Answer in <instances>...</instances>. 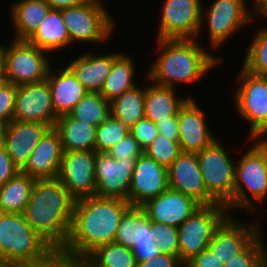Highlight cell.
Segmentation results:
<instances>
[{
  "label": "cell",
  "mask_w": 267,
  "mask_h": 267,
  "mask_svg": "<svg viewBox=\"0 0 267 267\" xmlns=\"http://www.w3.org/2000/svg\"><path fill=\"white\" fill-rule=\"evenodd\" d=\"M201 206L194 198L170 188L142 205L151 222L177 228Z\"/></svg>",
  "instance_id": "cell-20"
},
{
  "label": "cell",
  "mask_w": 267,
  "mask_h": 267,
  "mask_svg": "<svg viewBox=\"0 0 267 267\" xmlns=\"http://www.w3.org/2000/svg\"><path fill=\"white\" fill-rule=\"evenodd\" d=\"M252 42L249 44L248 51L242 68L247 72L267 77V28L266 25L255 33Z\"/></svg>",
  "instance_id": "cell-35"
},
{
  "label": "cell",
  "mask_w": 267,
  "mask_h": 267,
  "mask_svg": "<svg viewBox=\"0 0 267 267\" xmlns=\"http://www.w3.org/2000/svg\"><path fill=\"white\" fill-rule=\"evenodd\" d=\"M253 20L255 17L247 7L246 0H214L207 8L202 4L201 24L196 39L202 38L201 32L207 29L209 46L218 49L237 31L252 25Z\"/></svg>",
  "instance_id": "cell-8"
},
{
  "label": "cell",
  "mask_w": 267,
  "mask_h": 267,
  "mask_svg": "<svg viewBox=\"0 0 267 267\" xmlns=\"http://www.w3.org/2000/svg\"><path fill=\"white\" fill-rule=\"evenodd\" d=\"M103 3L102 0H89L77 7L61 9L70 46L76 42L101 45L111 40L116 23Z\"/></svg>",
  "instance_id": "cell-6"
},
{
  "label": "cell",
  "mask_w": 267,
  "mask_h": 267,
  "mask_svg": "<svg viewBox=\"0 0 267 267\" xmlns=\"http://www.w3.org/2000/svg\"><path fill=\"white\" fill-rule=\"evenodd\" d=\"M158 132L172 141H179L178 113L176 116L168 117L167 120L156 122Z\"/></svg>",
  "instance_id": "cell-46"
},
{
  "label": "cell",
  "mask_w": 267,
  "mask_h": 267,
  "mask_svg": "<svg viewBox=\"0 0 267 267\" xmlns=\"http://www.w3.org/2000/svg\"><path fill=\"white\" fill-rule=\"evenodd\" d=\"M95 155L94 151H63L59 181L75 199L95 196Z\"/></svg>",
  "instance_id": "cell-15"
},
{
  "label": "cell",
  "mask_w": 267,
  "mask_h": 267,
  "mask_svg": "<svg viewBox=\"0 0 267 267\" xmlns=\"http://www.w3.org/2000/svg\"><path fill=\"white\" fill-rule=\"evenodd\" d=\"M248 140L253 144L236 161L232 211L245 209L252 216L258 213L255 201L261 204L267 198V139Z\"/></svg>",
  "instance_id": "cell-5"
},
{
  "label": "cell",
  "mask_w": 267,
  "mask_h": 267,
  "mask_svg": "<svg viewBox=\"0 0 267 267\" xmlns=\"http://www.w3.org/2000/svg\"><path fill=\"white\" fill-rule=\"evenodd\" d=\"M133 253L137 262H143L156 257L161 253V250L157 247L156 243H151L145 245H135Z\"/></svg>",
  "instance_id": "cell-47"
},
{
  "label": "cell",
  "mask_w": 267,
  "mask_h": 267,
  "mask_svg": "<svg viewBox=\"0 0 267 267\" xmlns=\"http://www.w3.org/2000/svg\"><path fill=\"white\" fill-rule=\"evenodd\" d=\"M182 150L178 141L169 140L158 134L152 143L144 150V153L168 168L181 154Z\"/></svg>",
  "instance_id": "cell-38"
},
{
  "label": "cell",
  "mask_w": 267,
  "mask_h": 267,
  "mask_svg": "<svg viewBox=\"0 0 267 267\" xmlns=\"http://www.w3.org/2000/svg\"><path fill=\"white\" fill-rule=\"evenodd\" d=\"M0 258L14 267H58L57 252L23 213L0 212Z\"/></svg>",
  "instance_id": "cell-4"
},
{
  "label": "cell",
  "mask_w": 267,
  "mask_h": 267,
  "mask_svg": "<svg viewBox=\"0 0 267 267\" xmlns=\"http://www.w3.org/2000/svg\"><path fill=\"white\" fill-rule=\"evenodd\" d=\"M80 263L84 267H137L133 249L114 242L97 246Z\"/></svg>",
  "instance_id": "cell-32"
},
{
  "label": "cell",
  "mask_w": 267,
  "mask_h": 267,
  "mask_svg": "<svg viewBox=\"0 0 267 267\" xmlns=\"http://www.w3.org/2000/svg\"><path fill=\"white\" fill-rule=\"evenodd\" d=\"M230 214L216 229L208 248L224 264L242 253L261 233V217L258 220L243 221ZM237 219V220H236Z\"/></svg>",
  "instance_id": "cell-14"
},
{
  "label": "cell",
  "mask_w": 267,
  "mask_h": 267,
  "mask_svg": "<svg viewBox=\"0 0 267 267\" xmlns=\"http://www.w3.org/2000/svg\"><path fill=\"white\" fill-rule=\"evenodd\" d=\"M111 157L116 160H126L127 158H138L144 151L130 132L118 144L109 150Z\"/></svg>",
  "instance_id": "cell-42"
},
{
  "label": "cell",
  "mask_w": 267,
  "mask_h": 267,
  "mask_svg": "<svg viewBox=\"0 0 267 267\" xmlns=\"http://www.w3.org/2000/svg\"><path fill=\"white\" fill-rule=\"evenodd\" d=\"M50 128L46 123L31 121L13 120L5 125L2 145L20 170Z\"/></svg>",
  "instance_id": "cell-21"
},
{
  "label": "cell",
  "mask_w": 267,
  "mask_h": 267,
  "mask_svg": "<svg viewBox=\"0 0 267 267\" xmlns=\"http://www.w3.org/2000/svg\"><path fill=\"white\" fill-rule=\"evenodd\" d=\"M64 267H84V266L81 263H75V264L66 265Z\"/></svg>",
  "instance_id": "cell-53"
},
{
  "label": "cell",
  "mask_w": 267,
  "mask_h": 267,
  "mask_svg": "<svg viewBox=\"0 0 267 267\" xmlns=\"http://www.w3.org/2000/svg\"><path fill=\"white\" fill-rule=\"evenodd\" d=\"M130 134L144 151L159 134L156 123L144 117L129 128Z\"/></svg>",
  "instance_id": "cell-41"
},
{
  "label": "cell",
  "mask_w": 267,
  "mask_h": 267,
  "mask_svg": "<svg viewBox=\"0 0 267 267\" xmlns=\"http://www.w3.org/2000/svg\"><path fill=\"white\" fill-rule=\"evenodd\" d=\"M4 128H5V124L0 122V145L3 142Z\"/></svg>",
  "instance_id": "cell-51"
},
{
  "label": "cell",
  "mask_w": 267,
  "mask_h": 267,
  "mask_svg": "<svg viewBox=\"0 0 267 267\" xmlns=\"http://www.w3.org/2000/svg\"><path fill=\"white\" fill-rule=\"evenodd\" d=\"M263 235L261 233L242 253L224 264V267H267V247Z\"/></svg>",
  "instance_id": "cell-37"
},
{
  "label": "cell",
  "mask_w": 267,
  "mask_h": 267,
  "mask_svg": "<svg viewBox=\"0 0 267 267\" xmlns=\"http://www.w3.org/2000/svg\"><path fill=\"white\" fill-rule=\"evenodd\" d=\"M72 118L98 127L110 115V101L100 93L88 92L68 113Z\"/></svg>",
  "instance_id": "cell-34"
},
{
  "label": "cell",
  "mask_w": 267,
  "mask_h": 267,
  "mask_svg": "<svg viewBox=\"0 0 267 267\" xmlns=\"http://www.w3.org/2000/svg\"><path fill=\"white\" fill-rule=\"evenodd\" d=\"M137 267H184L177 256L160 253L152 259L137 262Z\"/></svg>",
  "instance_id": "cell-45"
},
{
  "label": "cell",
  "mask_w": 267,
  "mask_h": 267,
  "mask_svg": "<svg viewBox=\"0 0 267 267\" xmlns=\"http://www.w3.org/2000/svg\"><path fill=\"white\" fill-rule=\"evenodd\" d=\"M55 128L61 136L63 151L95 150L96 126L65 114L57 118Z\"/></svg>",
  "instance_id": "cell-29"
},
{
  "label": "cell",
  "mask_w": 267,
  "mask_h": 267,
  "mask_svg": "<svg viewBox=\"0 0 267 267\" xmlns=\"http://www.w3.org/2000/svg\"><path fill=\"white\" fill-rule=\"evenodd\" d=\"M16 96L17 86L13 83L5 82L0 87V122L5 125L13 121Z\"/></svg>",
  "instance_id": "cell-40"
},
{
  "label": "cell",
  "mask_w": 267,
  "mask_h": 267,
  "mask_svg": "<svg viewBox=\"0 0 267 267\" xmlns=\"http://www.w3.org/2000/svg\"><path fill=\"white\" fill-rule=\"evenodd\" d=\"M202 0H164L156 39H196Z\"/></svg>",
  "instance_id": "cell-13"
},
{
  "label": "cell",
  "mask_w": 267,
  "mask_h": 267,
  "mask_svg": "<svg viewBox=\"0 0 267 267\" xmlns=\"http://www.w3.org/2000/svg\"><path fill=\"white\" fill-rule=\"evenodd\" d=\"M230 215L226 205H202L178 228L179 259L185 264L208 248L216 229Z\"/></svg>",
  "instance_id": "cell-10"
},
{
  "label": "cell",
  "mask_w": 267,
  "mask_h": 267,
  "mask_svg": "<svg viewBox=\"0 0 267 267\" xmlns=\"http://www.w3.org/2000/svg\"><path fill=\"white\" fill-rule=\"evenodd\" d=\"M52 66L49 68L46 80L51 89L53 109L59 117L68 114L88 91L67 65L60 67L62 69Z\"/></svg>",
  "instance_id": "cell-23"
},
{
  "label": "cell",
  "mask_w": 267,
  "mask_h": 267,
  "mask_svg": "<svg viewBox=\"0 0 267 267\" xmlns=\"http://www.w3.org/2000/svg\"><path fill=\"white\" fill-rule=\"evenodd\" d=\"M76 200L53 179H36L23 212L30 226L58 253L66 244Z\"/></svg>",
  "instance_id": "cell-2"
},
{
  "label": "cell",
  "mask_w": 267,
  "mask_h": 267,
  "mask_svg": "<svg viewBox=\"0 0 267 267\" xmlns=\"http://www.w3.org/2000/svg\"><path fill=\"white\" fill-rule=\"evenodd\" d=\"M57 118L47 80L17 86L13 120L40 122L55 127Z\"/></svg>",
  "instance_id": "cell-16"
},
{
  "label": "cell",
  "mask_w": 267,
  "mask_h": 267,
  "mask_svg": "<svg viewBox=\"0 0 267 267\" xmlns=\"http://www.w3.org/2000/svg\"><path fill=\"white\" fill-rule=\"evenodd\" d=\"M252 4L248 5L249 7L251 6V11L254 15L255 18L256 15L259 17H267V0H252Z\"/></svg>",
  "instance_id": "cell-49"
},
{
  "label": "cell",
  "mask_w": 267,
  "mask_h": 267,
  "mask_svg": "<svg viewBox=\"0 0 267 267\" xmlns=\"http://www.w3.org/2000/svg\"><path fill=\"white\" fill-rule=\"evenodd\" d=\"M168 188V168L158 164L143 152L137 158L132 173L129 203L134 206H142Z\"/></svg>",
  "instance_id": "cell-17"
},
{
  "label": "cell",
  "mask_w": 267,
  "mask_h": 267,
  "mask_svg": "<svg viewBox=\"0 0 267 267\" xmlns=\"http://www.w3.org/2000/svg\"><path fill=\"white\" fill-rule=\"evenodd\" d=\"M145 85L140 87L137 84L134 88L125 91L121 96L114 98L110 102L111 115L128 128L145 117Z\"/></svg>",
  "instance_id": "cell-33"
},
{
  "label": "cell",
  "mask_w": 267,
  "mask_h": 267,
  "mask_svg": "<svg viewBox=\"0 0 267 267\" xmlns=\"http://www.w3.org/2000/svg\"><path fill=\"white\" fill-rule=\"evenodd\" d=\"M62 156L61 136L55 127H51L44 134L20 171L34 179L57 178Z\"/></svg>",
  "instance_id": "cell-22"
},
{
  "label": "cell",
  "mask_w": 267,
  "mask_h": 267,
  "mask_svg": "<svg viewBox=\"0 0 267 267\" xmlns=\"http://www.w3.org/2000/svg\"><path fill=\"white\" fill-rule=\"evenodd\" d=\"M129 133V128L110 115L96 129L95 150L109 151Z\"/></svg>",
  "instance_id": "cell-36"
},
{
  "label": "cell",
  "mask_w": 267,
  "mask_h": 267,
  "mask_svg": "<svg viewBox=\"0 0 267 267\" xmlns=\"http://www.w3.org/2000/svg\"><path fill=\"white\" fill-rule=\"evenodd\" d=\"M135 62L130 55L125 52L114 60L108 76L105 78L100 94L108 101L121 96L125 91L136 86Z\"/></svg>",
  "instance_id": "cell-30"
},
{
  "label": "cell",
  "mask_w": 267,
  "mask_h": 267,
  "mask_svg": "<svg viewBox=\"0 0 267 267\" xmlns=\"http://www.w3.org/2000/svg\"><path fill=\"white\" fill-rule=\"evenodd\" d=\"M196 101L194 97L189 96L178 110V142L182 152L198 153L218 138L212 134L206 120V112Z\"/></svg>",
  "instance_id": "cell-18"
},
{
  "label": "cell",
  "mask_w": 267,
  "mask_h": 267,
  "mask_svg": "<svg viewBox=\"0 0 267 267\" xmlns=\"http://www.w3.org/2000/svg\"><path fill=\"white\" fill-rule=\"evenodd\" d=\"M156 40L155 50L159 53L145 76L155 84L173 88L178 83L192 85L220 64V57L207 51L196 39Z\"/></svg>",
  "instance_id": "cell-3"
},
{
  "label": "cell",
  "mask_w": 267,
  "mask_h": 267,
  "mask_svg": "<svg viewBox=\"0 0 267 267\" xmlns=\"http://www.w3.org/2000/svg\"><path fill=\"white\" fill-rule=\"evenodd\" d=\"M51 9L61 10L64 8L77 7L89 0H45Z\"/></svg>",
  "instance_id": "cell-48"
},
{
  "label": "cell",
  "mask_w": 267,
  "mask_h": 267,
  "mask_svg": "<svg viewBox=\"0 0 267 267\" xmlns=\"http://www.w3.org/2000/svg\"><path fill=\"white\" fill-rule=\"evenodd\" d=\"M130 206L119 198L76 200L68 240L57 253L59 264L80 263L97 246L114 242L121 217Z\"/></svg>",
  "instance_id": "cell-1"
},
{
  "label": "cell",
  "mask_w": 267,
  "mask_h": 267,
  "mask_svg": "<svg viewBox=\"0 0 267 267\" xmlns=\"http://www.w3.org/2000/svg\"><path fill=\"white\" fill-rule=\"evenodd\" d=\"M155 241L161 253L179 258V240L177 227L160 222H152Z\"/></svg>",
  "instance_id": "cell-39"
},
{
  "label": "cell",
  "mask_w": 267,
  "mask_h": 267,
  "mask_svg": "<svg viewBox=\"0 0 267 267\" xmlns=\"http://www.w3.org/2000/svg\"><path fill=\"white\" fill-rule=\"evenodd\" d=\"M27 41L50 54L66 50L65 48L70 46V38L61 10L51 9Z\"/></svg>",
  "instance_id": "cell-28"
},
{
  "label": "cell",
  "mask_w": 267,
  "mask_h": 267,
  "mask_svg": "<svg viewBox=\"0 0 267 267\" xmlns=\"http://www.w3.org/2000/svg\"><path fill=\"white\" fill-rule=\"evenodd\" d=\"M233 93L238 115L249 124L248 139H267V77L251 74L241 67Z\"/></svg>",
  "instance_id": "cell-9"
},
{
  "label": "cell",
  "mask_w": 267,
  "mask_h": 267,
  "mask_svg": "<svg viewBox=\"0 0 267 267\" xmlns=\"http://www.w3.org/2000/svg\"><path fill=\"white\" fill-rule=\"evenodd\" d=\"M0 267H14V266L0 258Z\"/></svg>",
  "instance_id": "cell-52"
},
{
  "label": "cell",
  "mask_w": 267,
  "mask_h": 267,
  "mask_svg": "<svg viewBox=\"0 0 267 267\" xmlns=\"http://www.w3.org/2000/svg\"><path fill=\"white\" fill-rule=\"evenodd\" d=\"M152 222L142 206L131 205L121 217L114 243L133 249L156 243Z\"/></svg>",
  "instance_id": "cell-25"
},
{
  "label": "cell",
  "mask_w": 267,
  "mask_h": 267,
  "mask_svg": "<svg viewBox=\"0 0 267 267\" xmlns=\"http://www.w3.org/2000/svg\"><path fill=\"white\" fill-rule=\"evenodd\" d=\"M49 54V55H48ZM50 53L27 40L14 39L5 45V80L16 86L47 79L52 65Z\"/></svg>",
  "instance_id": "cell-11"
},
{
  "label": "cell",
  "mask_w": 267,
  "mask_h": 267,
  "mask_svg": "<svg viewBox=\"0 0 267 267\" xmlns=\"http://www.w3.org/2000/svg\"><path fill=\"white\" fill-rule=\"evenodd\" d=\"M169 188L194 198L201 205L217 202L207 193L196 153L181 152L168 167Z\"/></svg>",
  "instance_id": "cell-19"
},
{
  "label": "cell",
  "mask_w": 267,
  "mask_h": 267,
  "mask_svg": "<svg viewBox=\"0 0 267 267\" xmlns=\"http://www.w3.org/2000/svg\"><path fill=\"white\" fill-rule=\"evenodd\" d=\"M207 193L217 202L233 209L236 160L220 139L196 153ZM235 162V163H234Z\"/></svg>",
  "instance_id": "cell-7"
},
{
  "label": "cell",
  "mask_w": 267,
  "mask_h": 267,
  "mask_svg": "<svg viewBox=\"0 0 267 267\" xmlns=\"http://www.w3.org/2000/svg\"><path fill=\"white\" fill-rule=\"evenodd\" d=\"M14 39L27 40L42 24L51 7L45 0H18L10 3Z\"/></svg>",
  "instance_id": "cell-27"
},
{
  "label": "cell",
  "mask_w": 267,
  "mask_h": 267,
  "mask_svg": "<svg viewBox=\"0 0 267 267\" xmlns=\"http://www.w3.org/2000/svg\"><path fill=\"white\" fill-rule=\"evenodd\" d=\"M20 169L13 163L6 148L0 145V186L12 179Z\"/></svg>",
  "instance_id": "cell-43"
},
{
  "label": "cell",
  "mask_w": 267,
  "mask_h": 267,
  "mask_svg": "<svg viewBox=\"0 0 267 267\" xmlns=\"http://www.w3.org/2000/svg\"><path fill=\"white\" fill-rule=\"evenodd\" d=\"M120 52L93 53L85 52L67 66L73 71L77 80L86 88L88 92L100 93L105 78L111 71L114 60Z\"/></svg>",
  "instance_id": "cell-24"
},
{
  "label": "cell",
  "mask_w": 267,
  "mask_h": 267,
  "mask_svg": "<svg viewBox=\"0 0 267 267\" xmlns=\"http://www.w3.org/2000/svg\"><path fill=\"white\" fill-rule=\"evenodd\" d=\"M145 86L144 111L145 117L154 123L176 116L179 108L189 98L177 95L173 87L161 86L153 83ZM181 97V98H180Z\"/></svg>",
  "instance_id": "cell-26"
},
{
  "label": "cell",
  "mask_w": 267,
  "mask_h": 267,
  "mask_svg": "<svg viewBox=\"0 0 267 267\" xmlns=\"http://www.w3.org/2000/svg\"><path fill=\"white\" fill-rule=\"evenodd\" d=\"M36 179L18 172L0 186V212L23 213L27 206Z\"/></svg>",
  "instance_id": "cell-31"
},
{
  "label": "cell",
  "mask_w": 267,
  "mask_h": 267,
  "mask_svg": "<svg viewBox=\"0 0 267 267\" xmlns=\"http://www.w3.org/2000/svg\"><path fill=\"white\" fill-rule=\"evenodd\" d=\"M0 79H5V45L0 44Z\"/></svg>",
  "instance_id": "cell-50"
},
{
  "label": "cell",
  "mask_w": 267,
  "mask_h": 267,
  "mask_svg": "<svg viewBox=\"0 0 267 267\" xmlns=\"http://www.w3.org/2000/svg\"><path fill=\"white\" fill-rule=\"evenodd\" d=\"M94 155L95 196L119 198L129 202L131 178L137 158L116 160L106 150H94Z\"/></svg>",
  "instance_id": "cell-12"
},
{
  "label": "cell",
  "mask_w": 267,
  "mask_h": 267,
  "mask_svg": "<svg viewBox=\"0 0 267 267\" xmlns=\"http://www.w3.org/2000/svg\"><path fill=\"white\" fill-rule=\"evenodd\" d=\"M6 82L5 79H0V87Z\"/></svg>",
  "instance_id": "cell-54"
},
{
  "label": "cell",
  "mask_w": 267,
  "mask_h": 267,
  "mask_svg": "<svg viewBox=\"0 0 267 267\" xmlns=\"http://www.w3.org/2000/svg\"><path fill=\"white\" fill-rule=\"evenodd\" d=\"M184 267H224V263L209 248H206L187 261Z\"/></svg>",
  "instance_id": "cell-44"
}]
</instances>
